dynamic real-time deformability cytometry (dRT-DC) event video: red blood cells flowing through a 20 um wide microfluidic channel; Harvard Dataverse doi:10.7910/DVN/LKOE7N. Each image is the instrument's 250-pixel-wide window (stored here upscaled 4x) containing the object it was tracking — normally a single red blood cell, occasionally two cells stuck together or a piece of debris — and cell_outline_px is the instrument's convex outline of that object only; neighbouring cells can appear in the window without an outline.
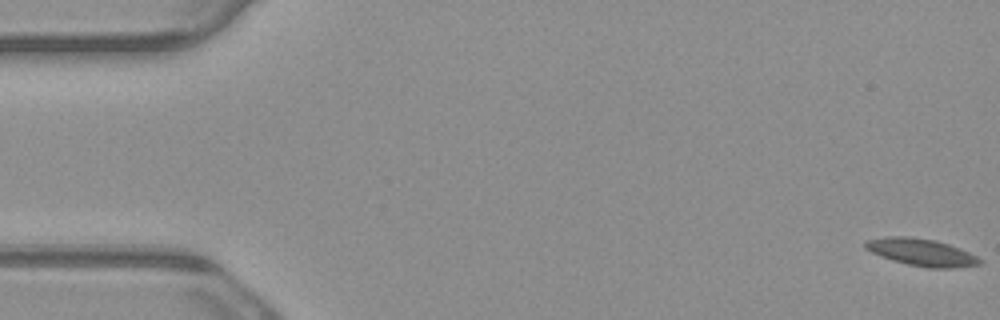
{"species": "common noctule bat (a hibernating species)", "species_latin": "Nyctalus noctula", "temperature_condition": "warm", "stored_images_in_passage": 3, "camera_frame_rate_fps": 3000, "um_per_image_px": 0.085, "animal": {"sex": "male", "body_mass_g": 23.1, "forearm_length_mm": 52.7}, "frame": {"image": 1, "passage_image": 1, "time_ms": 0.0, "image_size_px": [1000, 320], "cell_outline_px": [[984, 260], [980, 264], [952, 268], [928, 268], [908, 264], [892, 260], [880, 256], [864, 248], [864, 240], [884, 236], [908, 236], [936, 240], [960, 248]], "centroid_in_image_um": [78.29, 21.43], "position_along_channel_um": 6.7, "area_um2": 18.26}}